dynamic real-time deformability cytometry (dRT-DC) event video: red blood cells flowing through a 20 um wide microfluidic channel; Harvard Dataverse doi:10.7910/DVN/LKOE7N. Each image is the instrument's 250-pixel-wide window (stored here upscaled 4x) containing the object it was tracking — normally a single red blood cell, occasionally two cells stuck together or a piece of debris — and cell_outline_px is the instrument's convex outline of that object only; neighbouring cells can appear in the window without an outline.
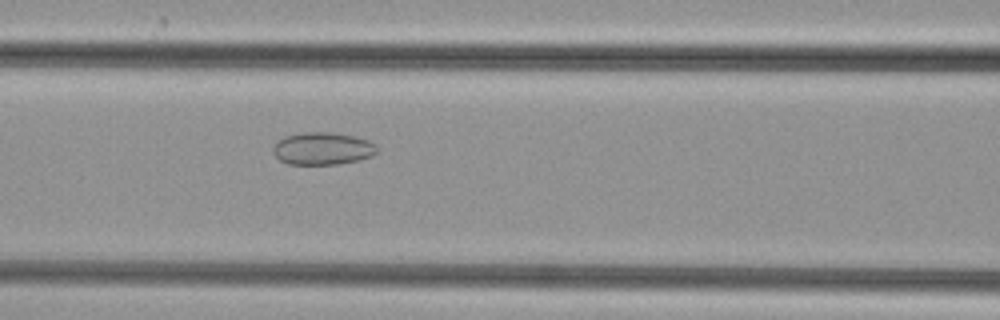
{"species": "common noctule bat (a hibernating species)", "species_latin": "Nyctalus noctula", "temperature_condition": "cold", "stored_images_in_passage": 37, "camera_frame_rate_fps": 3000, "um_per_image_px": 0.085, "animal": {"sex": "female", "body_mass_g": 29.2, "forearm_length_mm": 56.3}, "frame": {"image": 1, "passage_image": 16, "time_ms": 5.0, "image_size_px": [1000, 320], "cell_outline_px": [[380, 152], [372, 156], [360, 160], [340, 164], [288, 164], [280, 160], [272, 152], [272, 148], [284, 136], [304, 132], [332, 132], [356, 136], [368, 140], [376, 144]], "centroid_in_image_um": [27.48, 12.63], "position_along_channel_um": 139.1, "area_um2": 19.94}}
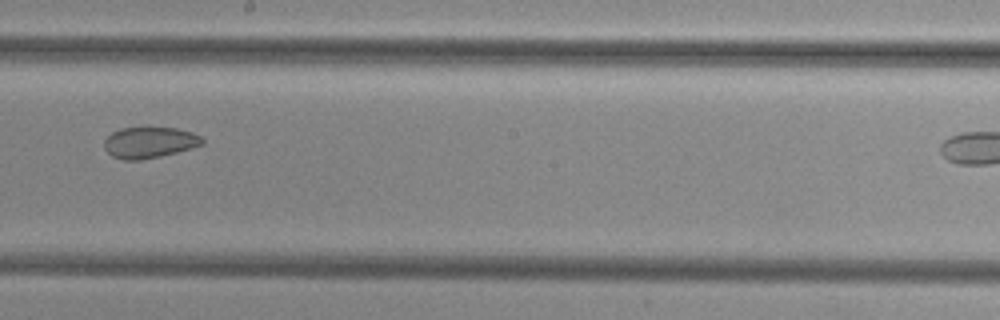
{"frame": {"image": 2, "passage_image": 23, "time_ms": 7.333, "image_size_px": [1000, 320], "cell_outline_px": [[204, 144], [176, 152], [160, 156], [140, 160], [124, 160], [112, 156], [104, 148], [104, 140], [112, 132], [120, 128], [144, 124], [148, 124], [176, 128], [192, 132], [200, 136], [204, 140]], "centroid_in_image_um": [12.68, 12.05], "position_along_channel_um": 235.5, "area_um2": 18.5}}
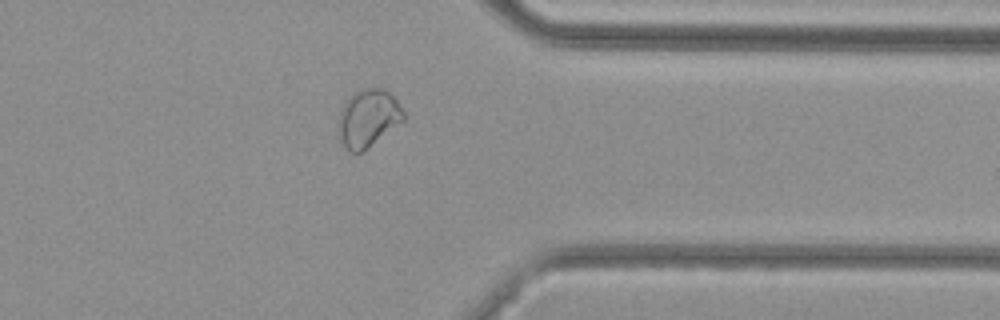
{"frame": {"image": 3, "passage_image": 34, "time_ms": 11.0, "image_size_px": [1000, 320], "cell_outline_px": [[408, 116], [404, 120], [360, 152], [352, 152], [340, 140], [336, 132], [340, 112], [348, 96], [360, 88], [384, 88], [400, 104]], "centroid_in_image_um": [31.28, 10.0], "position_along_channel_um": 380.1, "area_um2": 21.79}}